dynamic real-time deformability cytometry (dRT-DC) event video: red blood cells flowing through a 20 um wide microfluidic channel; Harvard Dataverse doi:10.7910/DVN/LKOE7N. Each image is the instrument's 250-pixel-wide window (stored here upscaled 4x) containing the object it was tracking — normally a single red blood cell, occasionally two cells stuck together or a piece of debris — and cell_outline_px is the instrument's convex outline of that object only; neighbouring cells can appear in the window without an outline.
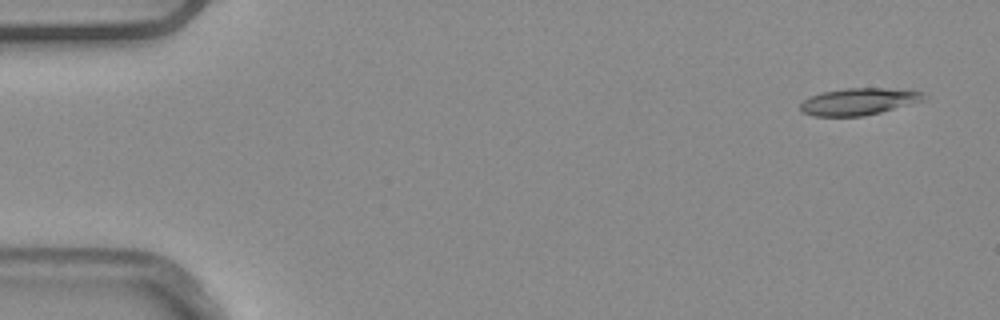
{"species": "common noctule bat (a hibernating species)", "species_latin": "Nyctalus noctula", "temperature_condition": "warm", "stored_images_in_passage": 4, "segment_of_instrument_passage": [2, 2], "camera_frame_rate_fps": 3000, "um_per_image_px": 0.085, "animal": {"sex": "male", "body_mass_g": 20.4}, "frame": {"image": 1, "passage_image": 4, "time_ms": 1.0, "image_size_px": [1000, 320], "cell_outline_px": [[928, 96], [924, 100], [880, 112], [864, 116], [812, 116], [804, 112], [800, 108], [800, 104], [804, 100], [812, 96], [824, 92], [844, 88], [912, 88], [924, 92]], "centroid_in_image_um": [73.09, 8.61], "position_along_channel_um": 11.9, "area_um2": 19.54}}